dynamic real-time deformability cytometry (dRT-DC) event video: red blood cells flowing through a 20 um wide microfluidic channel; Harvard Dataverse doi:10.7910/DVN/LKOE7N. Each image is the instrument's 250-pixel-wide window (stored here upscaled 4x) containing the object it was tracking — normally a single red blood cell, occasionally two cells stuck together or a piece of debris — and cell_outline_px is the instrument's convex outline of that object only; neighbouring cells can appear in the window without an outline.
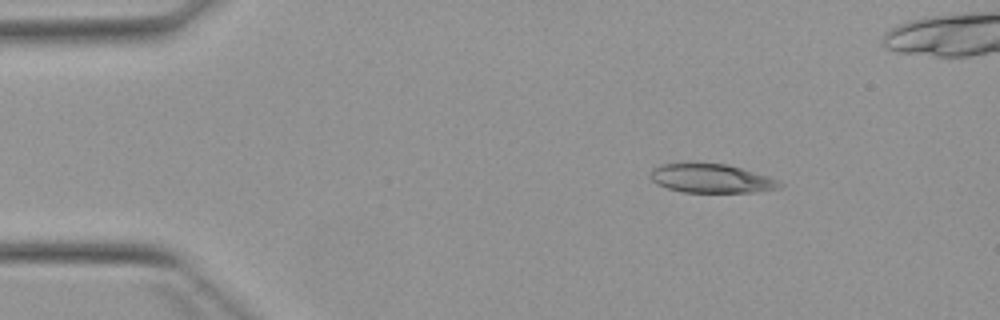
{"species": "Egyptian fruit bat (a non-hibernating species)", "species_latin": "Rousettus aegyptiacus", "temperature_condition": "warm", "stored_images_in_passage": 5, "camera_frame_rate_fps": 3000, "um_per_image_px": 0.085, "animal": {"sex": "female"}, "frame": {"image": 1, "passage_image": 2, "time_ms": 1.0, "image_size_px": [1000, 320], "cell_outline_px": [[784, 184], [780, 188], [756, 192], [684, 192], [668, 188], [656, 184], [648, 176], [652, 168], [660, 164], [692, 160], [728, 164], [768, 176], [780, 180]], "centroid_in_image_um": [60.41, 15.12], "position_along_channel_um": 24.6, "area_um2": 22.72}}